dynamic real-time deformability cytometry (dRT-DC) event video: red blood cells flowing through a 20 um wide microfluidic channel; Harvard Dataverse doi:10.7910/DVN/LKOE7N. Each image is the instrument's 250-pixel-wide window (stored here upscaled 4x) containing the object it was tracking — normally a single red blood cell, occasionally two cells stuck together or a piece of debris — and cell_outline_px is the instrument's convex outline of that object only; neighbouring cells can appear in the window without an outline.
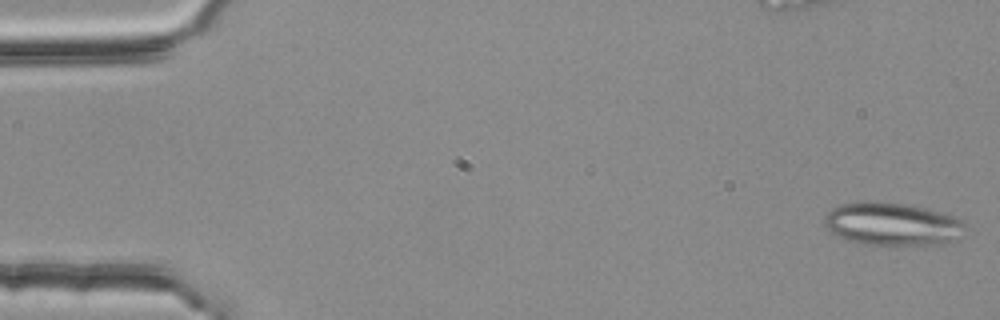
{"species": "common noctule bat (a hibernating species)", "species_latin": "Nyctalus noctula", "temperature_condition": "room temperature", "stored_images_in_passage": 54, "camera_frame_rate_fps": 3000, "um_per_image_px": 0.085, "animal": {"sex": "female", "body_mass_g": 25.1}, "frame": {"image": 1, "passage_image": 1, "time_ms": 0.0, "image_size_px": [1000, 320], "cell_outline_px": [[968, 228], [948, 244], [864, 244], [848, 240], [832, 232], [824, 224], [824, 216], [832, 208], [840, 204], [868, 200], [908, 204], [924, 208], [952, 216], [960, 220]], "centroid_in_image_um": [75.82, 19.02], "position_along_channel_um": 9.2, "area_um2": 34.97}}
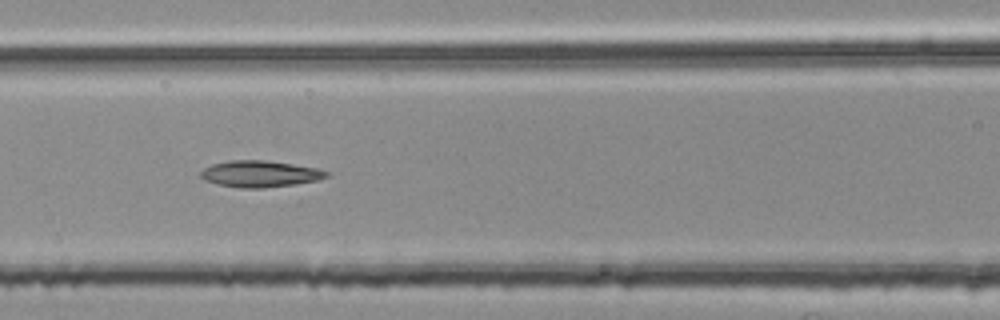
{"frame": {"image": 2, "passage_image": 23, "time_ms": 7.333, "image_size_px": [1000, 320], "cell_outline_px": [[332, 176], [320, 180], [296, 184], [264, 188], [240, 188], [216, 184], [204, 180], [200, 176], [200, 172], [204, 168], [212, 164], [228, 160], [264, 160], [292, 164], [316, 168], [328, 172]], "centroid_in_image_um": [22.11, 14.78], "position_along_channel_um": 144.5, "area_um2": 19.59}}
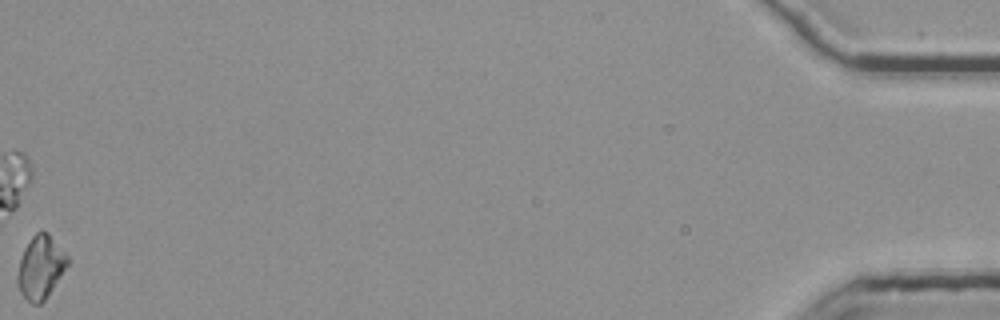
{"frame": {"image": 3, "passage_image": 54, "time_ms": 17.667, "image_size_px": [1000, 320], "cell_outline_px": [[68, 264], [44, 300], [40, 304], [32, 304], [20, 292], [16, 280], [16, 276], [20, 260], [24, 248], [32, 236], [36, 232], [48, 232], [68, 256]], "centroid_in_image_um": [3.43, 22.7], "position_along_channel_um": 431.8, "area_um2": 18.09}, "authors_computed_cell_mechanics": {"area_um2": 18.6983, "velocity_mm_per_s": 3.7772, "shape_relaxation_time_tau1_ms": null, "shape_relaxation_time_tau2_ms": 9.2692, "deformation_change_tau1": null, "deformation_change_tau2": 0.1907}}